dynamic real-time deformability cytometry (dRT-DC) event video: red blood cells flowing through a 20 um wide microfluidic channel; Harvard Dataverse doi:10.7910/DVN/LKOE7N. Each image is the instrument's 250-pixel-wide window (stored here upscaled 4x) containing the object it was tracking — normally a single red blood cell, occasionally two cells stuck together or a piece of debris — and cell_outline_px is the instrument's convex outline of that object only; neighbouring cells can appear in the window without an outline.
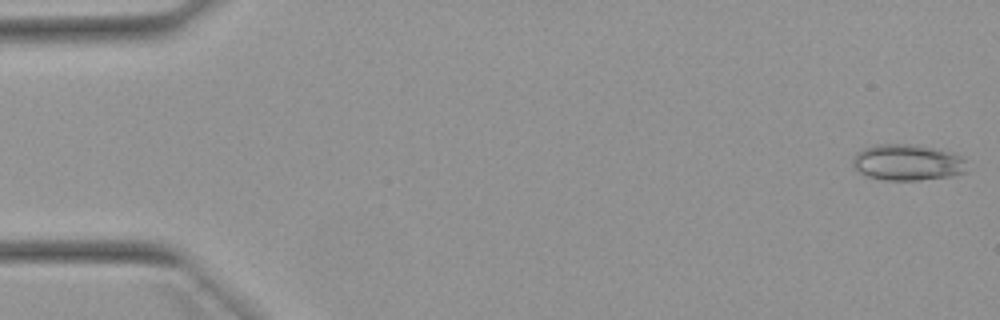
{"species": "Egyptian fruit bat (a non-hibernating species)", "species_latin": "Rousettus aegyptiacus", "temperature_condition": "warm", "stored_images_in_passage": 52, "camera_frame_rate_fps": 3000, "um_per_image_px": 0.085, "animal": {"sex": "female"}, "frame": {"image": 1, "passage_image": 1, "time_ms": 0.0, "image_size_px": [1000, 320], "cell_outline_px": [[968, 172], [948, 176], [916, 180], [884, 180], [868, 176], [860, 172], [852, 164], [852, 156], [856, 152], [864, 148], [876, 144], [908, 144], [936, 148], [952, 152], [964, 156]], "centroid_in_image_um": [77.15, 13.79], "position_along_channel_um": 7.9, "area_um2": 24.22}}
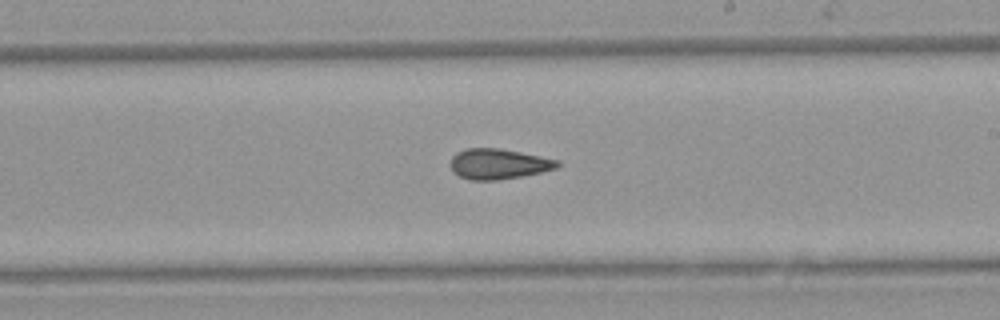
{"frame": {"image": 2, "passage_image": 30, "time_ms": 9.667, "image_size_px": [1000, 320], "cell_outline_px": [[560, 164], [556, 168], [540, 172], [520, 176], [496, 180], [468, 180], [460, 176], [452, 168], [452, 156], [456, 152], [468, 148], [500, 148], [560, 160]], "centroid_in_image_um": [42.39, 13.92], "position_along_channel_um": 246.6, "area_um2": 18.67}}
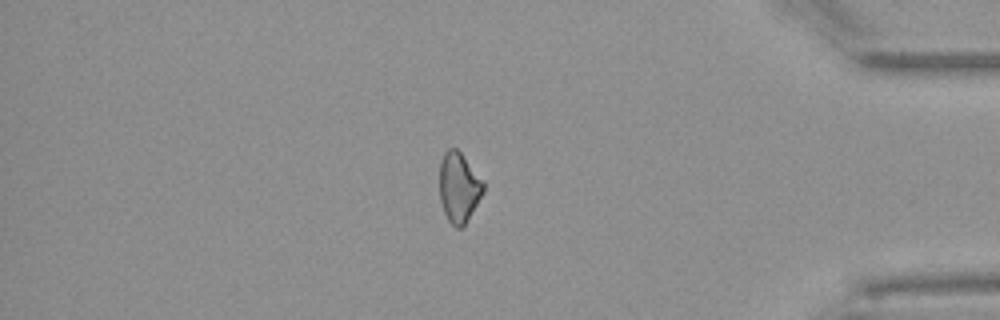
{"frame": {"image": 3, "passage_image": 44, "time_ms": 14.333, "image_size_px": [1000, 320], "cell_outline_px": [[484, 192], [464, 224], [460, 228], [456, 228], [448, 220], [444, 212], [440, 200], [440, 160], [444, 152], [448, 148], [456, 148], [460, 152], [484, 184]], "centroid_in_image_um": [38.97, 15.92], "position_along_channel_um": 396.2, "area_um2": 17.46}, "authors_computed_cell_mechanics": {"area_um2": 19.4786, "velocity_mm_per_s": 3.9218, "shape_relaxation_time_tau1_ms": null, "shape_relaxation_time_tau2_ms": 2.7886, "deformation_change_tau1": null, "deformation_change_tau2": 0.073}}